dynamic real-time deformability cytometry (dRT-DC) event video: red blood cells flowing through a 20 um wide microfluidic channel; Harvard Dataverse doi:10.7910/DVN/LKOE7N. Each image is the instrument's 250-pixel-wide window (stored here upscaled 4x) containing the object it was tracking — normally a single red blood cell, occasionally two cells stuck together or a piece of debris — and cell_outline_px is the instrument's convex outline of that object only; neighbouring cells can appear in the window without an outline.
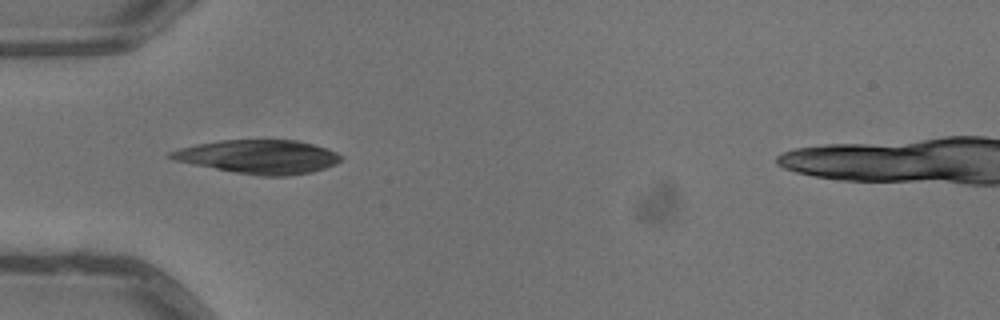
{"species": "common noctule bat (a hibernating species)", "species_latin": "Nyctalus noctula", "temperature_condition": "warm", "stored_images_in_passage": 2, "camera_frame_rate_fps": 3000, "um_per_image_px": 0.085, "animal": {"sex": "male", "body_mass_g": 13.3}, "frame": {"image": 1, "passage_image": 1, "time_ms": 0.0, "image_size_px": [1000, 320], "cell_outline_px": [[344, 156], [336, 164], [312, 172], [288, 176], [260, 176], [236, 172], [192, 164], [176, 160], [164, 156], [168, 152], [180, 148], [196, 144], [220, 140], [296, 140], [328, 148]], "centroid_in_image_um": [21.99, 13.32], "position_along_channel_um": 63.0, "area_um2": 33.47}}
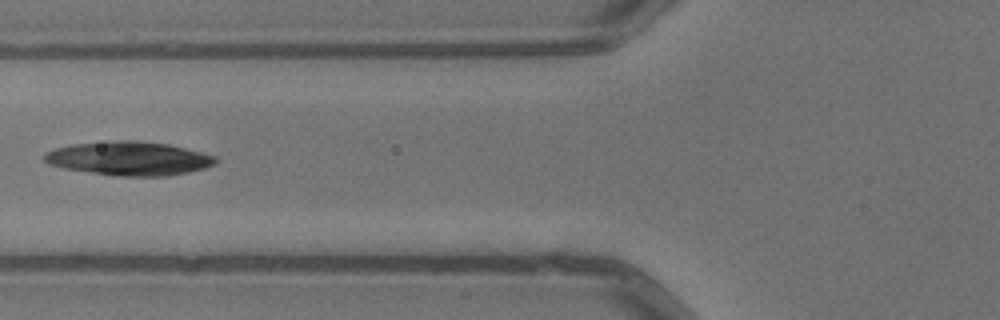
{"frame": {"image": 2, "passage_image": 2, "time_ms": 0.333, "image_size_px": [1000, 320], "cell_outline_px": [[216, 164], [204, 168], [188, 172], [164, 176], [116, 176], [64, 168], [48, 164], [44, 160], [44, 156], [48, 152], [56, 148], [72, 144], [116, 140], [136, 140], [168, 144], [216, 156]], "centroid_in_image_um": [10.97, 13.46], "position_along_channel_um": 114.8, "area_um2": 33.52}}